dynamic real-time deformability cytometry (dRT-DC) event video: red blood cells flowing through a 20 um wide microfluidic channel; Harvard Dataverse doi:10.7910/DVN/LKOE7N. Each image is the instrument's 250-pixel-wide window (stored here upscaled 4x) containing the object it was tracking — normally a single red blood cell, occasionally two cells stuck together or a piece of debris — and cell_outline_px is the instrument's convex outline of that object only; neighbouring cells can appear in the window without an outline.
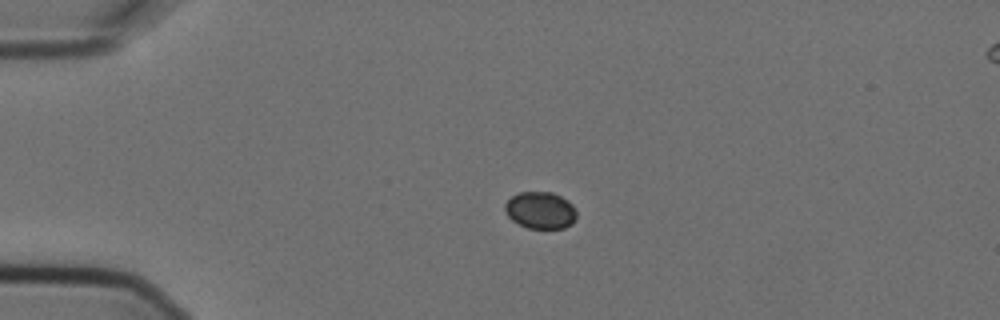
{"species": "Egyptian fruit bat (a non-hibernating species)", "species_latin": "Rousettus aegyptiacus", "temperature_condition": "cold", "stored_images_in_passage": 5, "segment_of_instrument_passage": [1, 2], "camera_frame_rate_fps": 3000, "um_per_image_px": 0.085, "animal": {"sex": "female"}, "frame": {"image": 1, "passage_image": 3, "time_ms": 0.667, "image_size_px": [1000, 320], "cell_outline_px": [[576, 220], [572, 224], [564, 228], [528, 228], [512, 220], [508, 216], [504, 208], [504, 204], [512, 196], [520, 192], [552, 192], [568, 200], [572, 204], [576, 212]], "centroid_in_image_um": [45.95, 17.87], "position_along_channel_um": 39.1, "area_um2": 15.43}}